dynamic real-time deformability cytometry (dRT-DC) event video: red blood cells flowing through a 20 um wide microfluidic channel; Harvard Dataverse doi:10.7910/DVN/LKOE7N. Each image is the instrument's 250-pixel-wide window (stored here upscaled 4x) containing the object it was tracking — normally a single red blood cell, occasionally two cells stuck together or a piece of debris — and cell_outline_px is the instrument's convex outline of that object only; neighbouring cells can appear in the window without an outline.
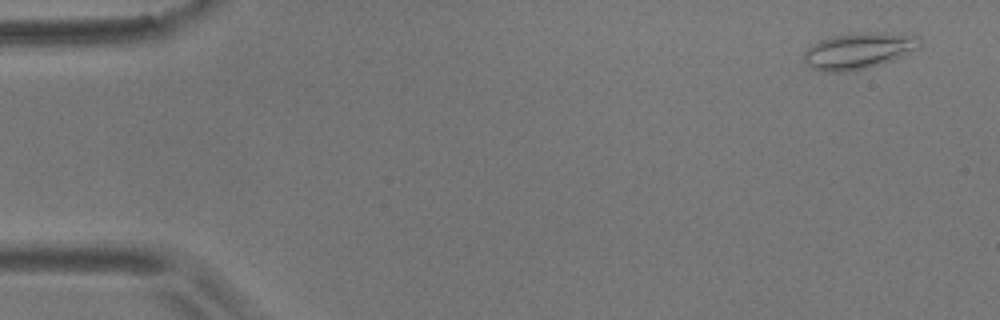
{"species": "common noctule bat (a hibernating species)", "species_latin": "Nyctalus noctula", "temperature_condition": "room temperature", "stored_images_in_passage": 8, "camera_frame_rate_fps": 3000, "um_per_image_px": 0.085, "animal": {"sex": "male", "body_mass_g": 17.9}, "frame": {"image": 1, "passage_image": 1, "time_ms": 0.0, "image_size_px": [1000, 320], "cell_outline_px": [[920, 48], [892, 60], [868, 68], [848, 72], [824, 72], [812, 68], [804, 60], [804, 52], [812, 44], [820, 40], [832, 36], [852, 32], [884, 32], [920, 36]], "centroid_in_image_um": [72.99, 4.31], "position_along_channel_um": 12.0, "area_um2": 24.74}}
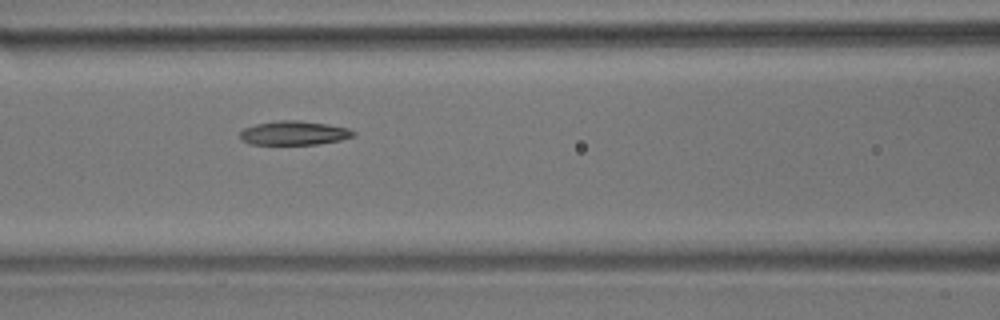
{"frame": {"image": 2, "passage_image": 7, "time_ms": 2.0, "image_size_px": [1000, 320], "cell_outline_px": [[356, 136], [340, 140], [316, 144], [252, 144], [240, 140], [240, 132], [244, 128], [256, 124], [276, 120], [300, 120], [328, 124], [348, 128], [356, 132]], "centroid_in_image_um": [25.0, 11.29], "position_along_channel_um": 141.6, "area_um2": 15.95}}
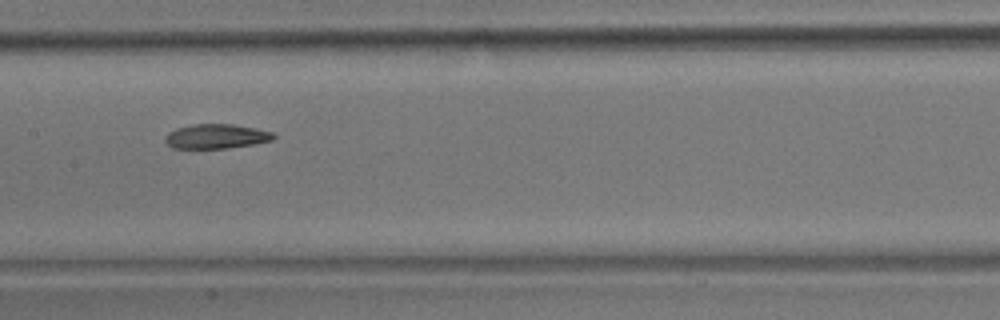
{"frame": {"image": 3, "passage_image": 8, "time_ms": 2.333, "image_size_px": [1000, 320], "cell_outline_px": [[276, 136], [272, 140], [256, 144], [228, 148], [172, 148], [164, 140], [168, 132], [176, 128], [192, 124], [232, 124], [256, 128], [272, 132]], "centroid_in_image_um": [18.39, 11.59], "position_along_channel_um": 189.0, "area_um2": 15.55}}